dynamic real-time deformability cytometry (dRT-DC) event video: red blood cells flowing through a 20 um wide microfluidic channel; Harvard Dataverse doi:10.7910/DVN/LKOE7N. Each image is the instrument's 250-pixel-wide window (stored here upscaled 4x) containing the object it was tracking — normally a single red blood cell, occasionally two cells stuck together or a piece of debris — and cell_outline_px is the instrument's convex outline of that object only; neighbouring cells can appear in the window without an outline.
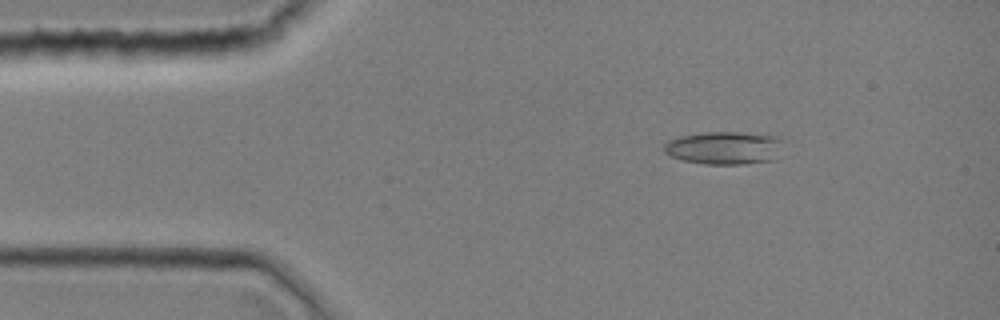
{"species": "common noctule bat (a hibernating species)", "species_latin": "Nyctalus noctula", "temperature_condition": "room temperature", "stored_images_in_passage": 43, "camera_frame_rate_fps": 3000, "um_per_image_px": 0.085, "animal": {"sex": "female", "body_mass_g": 19.0, "forearm_length_mm": 51.5}, "frame": {"image": 1, "passage_image": 6, "time_ms": 1.667, "image_size_px": [1000, 320], "cell_outline_px": [[780, 140], [776, 160], [744, 164], [704, 164], [684, 160], [672, 156], [664, 152], [664, 144], [668, 140], [680, 136], [704, 132], [736, 132], [780, 136]], "centroid_in_image_um": [61.54, 12.57], "position_along_channel_um": 23.5, "area_um2": 22.77}}
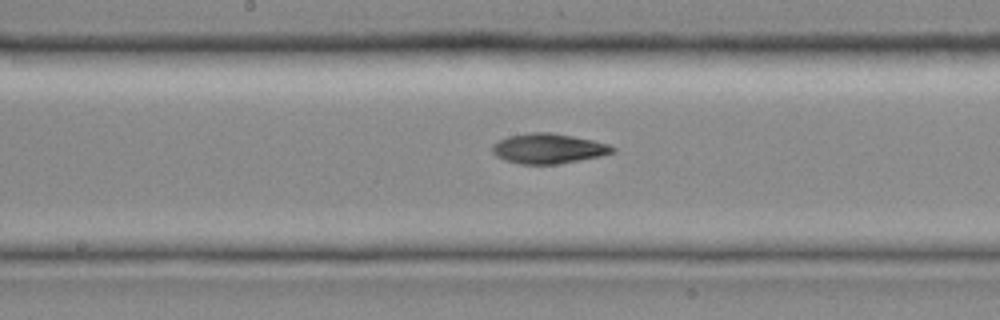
{"frame": {"image": 2, "passage_image": 22, "time_ms": 7.0, "image_size_px": [1000, 320], "cell_outline_px": [[616, 152], [600, 156], [556, 164], [520, 164], [504, 160], [496, 156], [492, 152], [492, 144], [508, 136], [532, 132], [552, 132], [592, 140], [608, 144], [616, 148]], "centroid_in_image_um": [46.6, 12.62], "position_along_channel_um": 201.6, "area_um2": 20.98}}
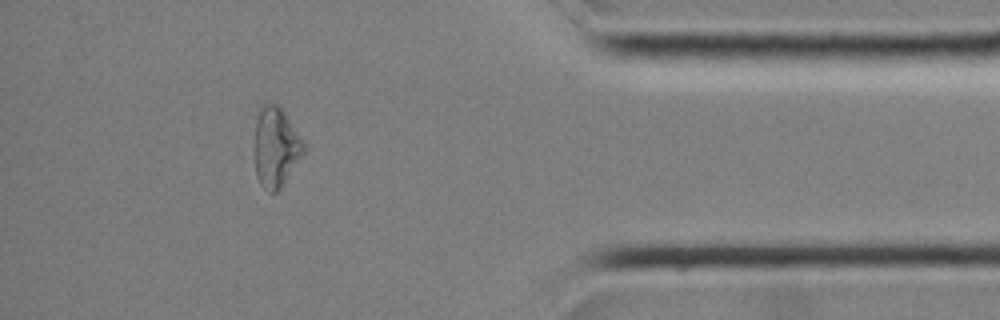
{"frame": {"image": 3, "passage_image": 38, "time_ms": 12.333, "image_size_px": [1000, 320], "cell_outline_px": [[308, 144], [304, 152], [284, 184], [276, 192], [268, 192], [260, 184], [256, 176], [252, 148], [256, 120], [260, 104], [280, 104]], "centroid_in_image_um": [23.44, 12.47], "position_along_channel_um": 411.8, "area_um2": 24.04}}